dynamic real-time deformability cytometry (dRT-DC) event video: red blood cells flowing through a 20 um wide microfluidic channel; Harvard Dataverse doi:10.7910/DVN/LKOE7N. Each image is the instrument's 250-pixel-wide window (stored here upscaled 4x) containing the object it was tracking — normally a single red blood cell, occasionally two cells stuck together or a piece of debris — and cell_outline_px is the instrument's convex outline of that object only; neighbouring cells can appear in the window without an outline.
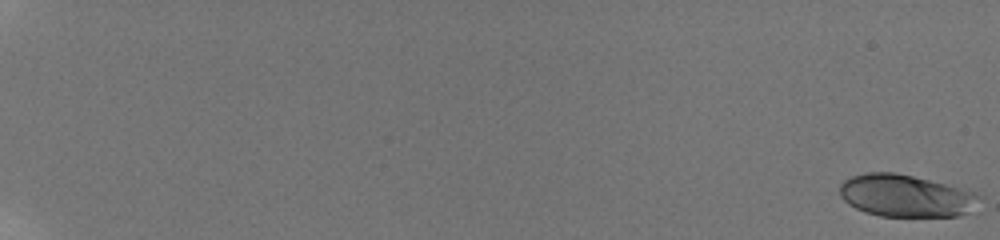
{"species": "human", "species_latin": "Homo sapiens", "temperature_condition": "room temperature", "stored_images_in_passage": 63, "camera_frame_rate_fps": 3000, "um_per_image_px": 0.085, "donor": {"sex": "male"}, "frame": {"image": 1, "passage_image": 1, "time_ms": 0.0, "image_size_px": [1000, 240], "cell_outline_px": [[984, 196], [976, 208], [960, 216], [880, 216], [864, 212], [848, 204], [840, 196], [840, 184], [844, 180], [852, 176], [868, 172], [896, 172], [944, 184], [972, 192]], "centroid_in_image_um": [76.99, 16.65], "position_along_channel_um": 8.0, "area_um2": 34.33}}
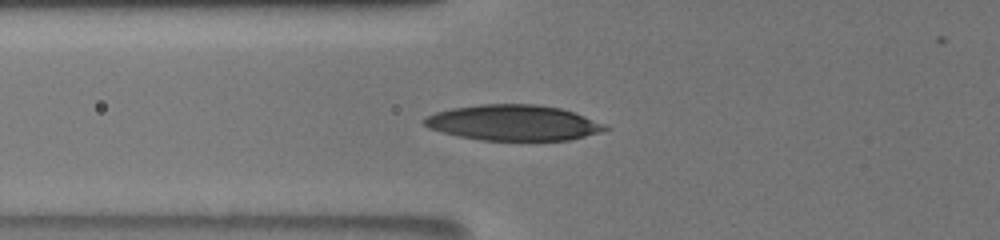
{"frame": {"image": 2, "passage_image": 40, "time_ms": 8.667, "image_size_px": [1000, 240], "cell_outline_px": [[612, 128], [600, 132], [568, 140], [480, 140], [460, 136], [428, 128], [420, 120], [424, 116], [436, 112], [452, 108], [480, 104], [536, 104], [560, 108], [584, 116], [604, 124]], "centroid_in_image_um": [43.6, 10.43], "position_along_channel_um": 82.2, "area_um2": 37.4}}
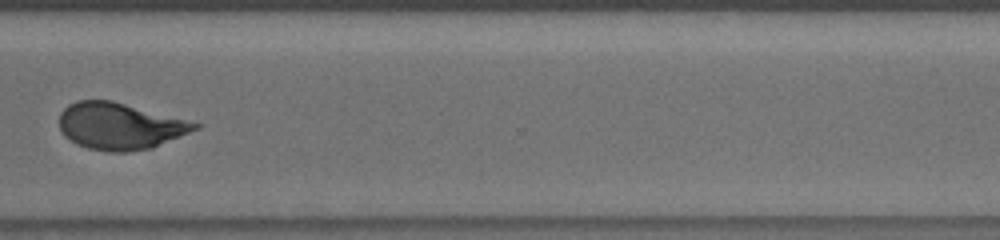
{"frame": {"image": 3, "passage_image": 62, "time_ms": 16.0, "image_size_px": [1000, 240], "cell_outline_px": [[200, 128], [152, 148], [124, 152], [112, 152], [88, 148], [76, 144], [64, 136], [60, 128], [60, 112], [68, 104], [76, 100], [112, 100], [200, 124]], "centroid_in_image_um": [10.15, 10.72], "position_along_channel_um": 360.5, "area_um2": 36.65}}